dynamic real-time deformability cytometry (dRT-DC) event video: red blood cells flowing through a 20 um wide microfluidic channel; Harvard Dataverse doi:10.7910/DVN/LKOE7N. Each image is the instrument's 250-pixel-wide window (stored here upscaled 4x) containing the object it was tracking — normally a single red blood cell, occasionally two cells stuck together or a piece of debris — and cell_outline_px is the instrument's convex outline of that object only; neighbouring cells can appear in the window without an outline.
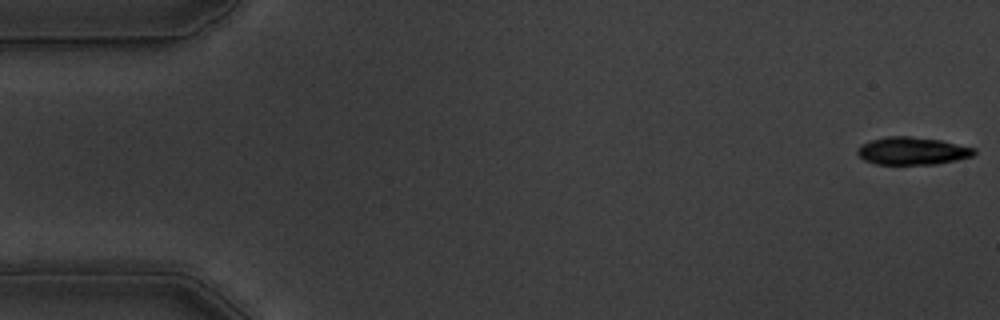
{"species": "common noctule bat (a hibernating species)", "species_latin": "Nyctalus noctula", "temperature_condition": "warm", "stored_images_in_passage": 57, "camera_frame_rate_fps": 3000, "um_per_image_px": 0.085, "animal": {"sex": "male", "body_mass_g": 19.5, "forearm_length_mm": 54.6}, "frame": {"image": 1, "passage_image": 1, "time_ms": 0.0, "image_size_px": [1000, 320], "cell_outline_px": [[976, 152], [972, 156], [956, 160], [936, 164], [876, 164], [864, 160], [856, 152], [860, 144], [884, 136], [908, 136], [940, 140], [976, 148]], "centroid_in_image_um": [77.53, 12.82], "position_along_channel_um": 7.5, "area_um2": 18.79}}
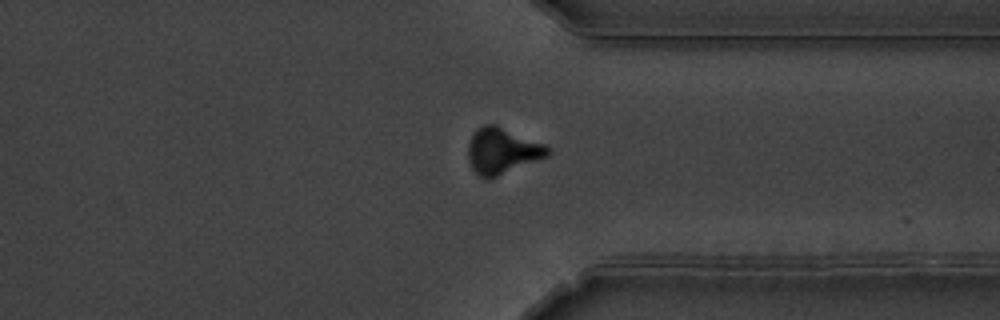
{"frame": {"image": 2, "passage_image": 43, "time_ms": 14.0, "image_size_px": [1000, 320], "cell_outline_px": [[552, 152], [548, 156], [488, 180], [480, 176], [472, 168], [468, 160], [468, 144], [476, 128], [484, 124], [496, 124], [544, 144], [552, 148]], "centroid_in_image_um": [42.69, 12.82], "position_along_channel_um": 368.7, "area_um2": 21.44}}
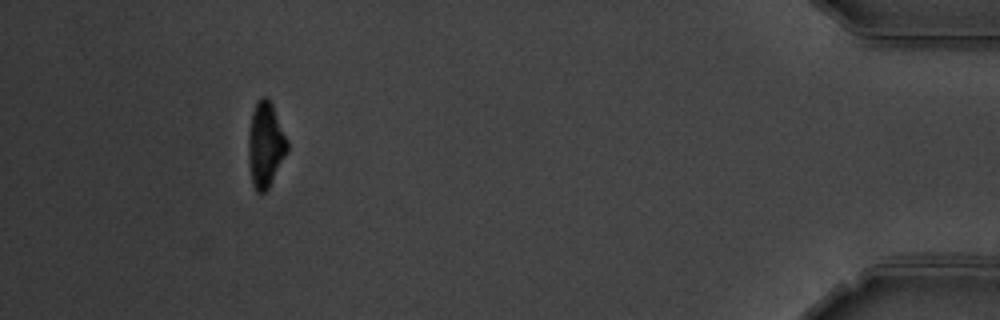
{"frame": {"image": 3, "passage_image": 52, "time_ms": 17.0, "image_size_px": [1000, 320], "cell_outline_px": [[288, 148], [268, 188], [264, 192], [256, 192], [252, 184], [248, 160], [248, 136], [252, 112], [256, 100], [260, 96], [264, 96], [272, 104], [288, 140]], "centroid_in_image_um": [22.54, 12.27], "position_along_channel_um": 412.7, "area_um2": 19.13}, "authors_computed_cell_mechanics": {"area_um2": 20.23, "velocity_mm_per_s": 3.5626, "shape_relaxation_time_tau1_ms": 2.7202, "shape_relaxation_time_tau2_ms": 5.1681, "deformation_change_tau1": 0.1798, "deformation_change_tau2": 0.0968}}